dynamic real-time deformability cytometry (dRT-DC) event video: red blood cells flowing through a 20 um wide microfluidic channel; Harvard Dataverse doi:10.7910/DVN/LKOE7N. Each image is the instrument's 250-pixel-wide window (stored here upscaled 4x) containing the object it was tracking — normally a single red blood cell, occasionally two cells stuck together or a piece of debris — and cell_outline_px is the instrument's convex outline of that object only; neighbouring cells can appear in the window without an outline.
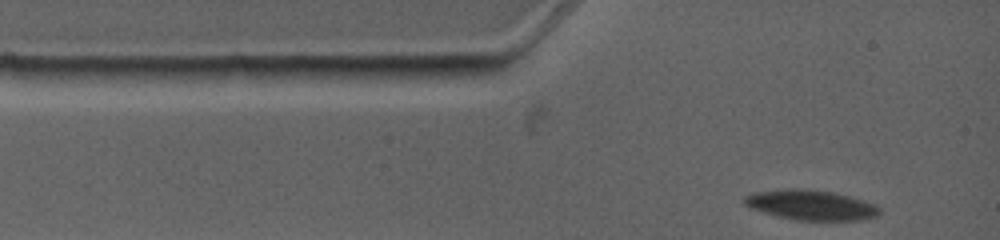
{"species": "common noctule bat (a hibernating species)", "species_latin": "Nyctalus noctula", "temperature_condition": "warm", "stored_images_in_passage": 3, "camera_frame_rate_fps": 4500, "um_per_image_px": 0.085, "animal": {"sex": "female", "body_mass_g": 19.0, "forearm_length_mm": 53.3}, "frame": {"image": 1, "passage_image": 1, "time_ms": 0.0, "image_size_px": [1000, 240], "cell_outline_px": [[880, 212], [876, 216], [860, 220], [796, 220], [776, 216], [752, 208], [744, 204], [744, 196], [756, 192], [788, 188], [800, 188], [832, 192], [848, 196], [876, 204], [880, 208]], "centroid_in_image_um": [68.93, 17.42], "position_along_channel_um": 16.1, "area_um2": 23.47}}
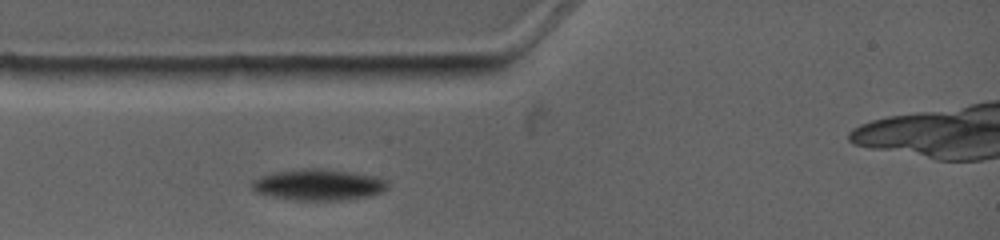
{"frame": {"image": 2, "passage_image": 3, "time_ms": 1.778, "image_size_px": [1000, 240], "cell_outline_px": [[388, 188], [372, 196], [352, 200], [296, 200], [272, 196], [256, 192], [248, 184], [252, 180], [272, 172], [300, 168], [320, 168], [352, 172], [372, 176], [384, 180], [388, 184]], "centroid_in_image_um": [27.04, 15.7], "position_along_channel_um": 58.0, "area_um2": 24.85}}